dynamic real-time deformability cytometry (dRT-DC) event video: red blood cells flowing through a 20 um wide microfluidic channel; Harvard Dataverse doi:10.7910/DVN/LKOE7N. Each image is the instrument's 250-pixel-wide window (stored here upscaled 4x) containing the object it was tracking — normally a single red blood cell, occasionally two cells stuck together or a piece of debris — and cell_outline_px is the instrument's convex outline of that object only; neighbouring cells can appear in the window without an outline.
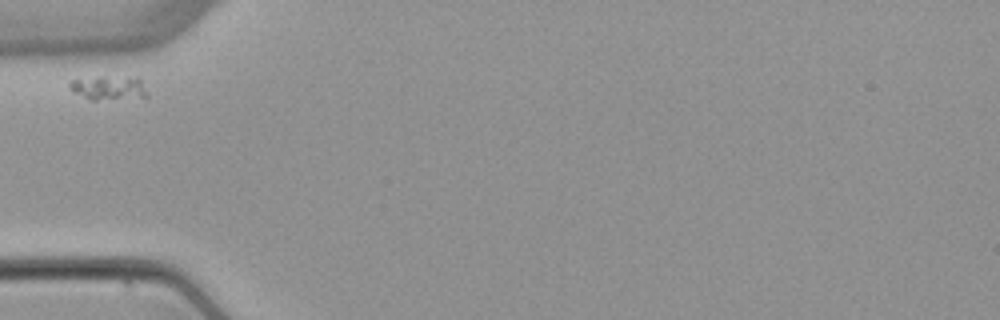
{"species": "common noctule bat (a hibernating species)", "species_latin": "Nyctalus noctula", "temperature_condition": "warm", "stored_images_in_passage": 3, "camera_frame_rate_fps": 3000, "um_per_image_px": 0.085, "animal": {"sex": "female", "body_mass_g": 22.7, "forearm_length_mm": 54.2}, "frame": {"image": 1, "passage_image": 1, "time_ms": 0.0, "image_size_px": [1000, 320], "cell_outline_px": [[148, 96], [96, 100], [92, 100], [72, 92], [68, 88], [68, 84], [72, 80], [100, 76], [140, 76]], "centroid_in_image_um": [9.23, 7.43], "position_along_channel_um": 75.8, "area_um2": 11.1}}
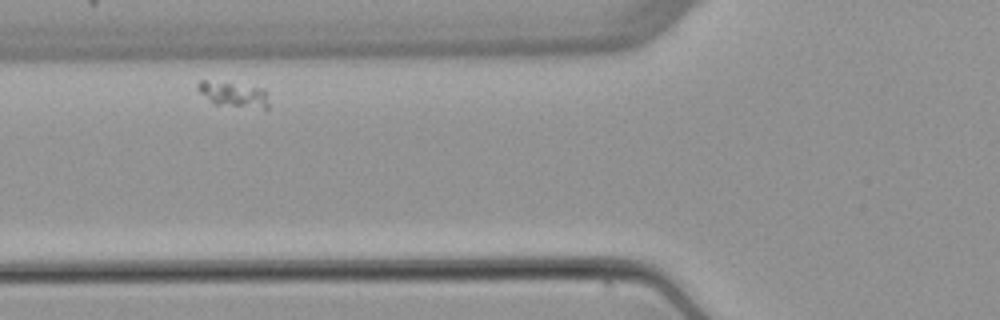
{"frame": {"image": 2, "passage_image": 2, "time_ms": 1.0, "image_size_px": [1000, 320], "cell_outline_px": [[268, 112], [216, 104], [200, 92], [196, 88], [196, 84], [200, 80], [204, 80], [264, 88], [268, 92]], "centroid_in_image_um": [19.97, 8.08], "position_along_channel_um": 105.8, "area_um2": 10.81}}